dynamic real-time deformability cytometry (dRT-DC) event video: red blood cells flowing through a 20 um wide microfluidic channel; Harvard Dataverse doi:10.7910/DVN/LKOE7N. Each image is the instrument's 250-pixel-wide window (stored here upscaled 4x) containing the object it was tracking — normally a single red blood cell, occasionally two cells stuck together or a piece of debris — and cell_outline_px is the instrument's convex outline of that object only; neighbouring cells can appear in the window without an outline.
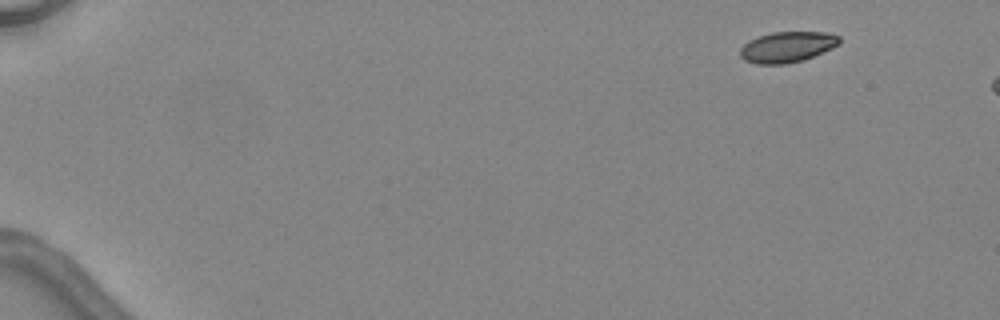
{"species": "common noctule bat (a hibernating species)", "species_latin": "Nyctalus noctula", "temperature_condition": "warm", "stored_images_in_passage": 6, "segment_of_instrument_passage": [2, 2], "camera_frame_rate_fps": 3000, "um_per_image_px": 0.085, "animal": {"sex": "female", "body_mass_g": 24.6, "forearm_length_mm": 56.2}, "frame": {"image": 1, "passage_image": 6, "time_ms": 7.0, "image_size_px": [1000, 320], "cell_outline_px": [[840, 44], [832, 48], [804, 60], [784, 64], [756, 64], [744, 60], [740, 56], [740, 48], [748, 40], [772, 32], [828, 32], [840, 36]], "centroid_in_image_um": [66.92, 3.99], "position_along_channel_um": 18.1, "area_um2": 17.86}}